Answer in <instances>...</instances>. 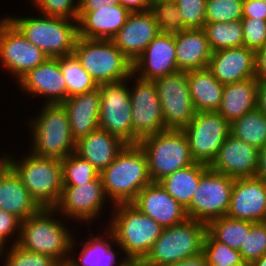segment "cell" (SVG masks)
<instances>
[{
	"mask_svg": "<svg viewBox=\"0 0 266 266\" xmlns=\"http://www.w3.org/2000/svg\"><path fill=\"white\" fill-rule=\"evenodd\" d=\"M99 175L104 192L113 205L132 203L138 193L152 182L147 156L139 144H126Z\"/></svg>",
	"mask_w": 266,
	"mask_h": 266,
	"instance_id": "cell-1",
	"label": "cell"
},
{
	"mask_svg": "<svg viewBox=\"0 0 266 266\" xmlns=\"http://www.w3.org/2000/svg\"><path fill=\"white\" fill-rule=\"evenodd\" d=\"M113 206V220L110 219L108 229L115 237V245L120 246L128 261L141 262L164 228L132 203Z\"/></svg>",
	"mask_w": 266,
	"mask_h": 266,
	"instance_id": "cell-2",
	"label": "cell"
},
{
	"mask_svg": "<svg viewBox=\"0 0 266 266\" xmlns=\"http://www.w3.org/2000/svg\"><path fill=\"white\" fill-rule=\"evenodd\" d=\"M54 213L57 214L54 208H42L21 221L17 244L25 250L46 254L62 262L72 254L75 240L61 221L53 219Z\"/></svg>",
	"mask_w": 266,
	"mask_h": 266,
	"instance_id": "cell-3",
	"label": "cell"
},
{
	"mask_svg": "<svg viewBox=\"0 0 266 266\" xmlns=\"http://www.w3.org/2000/svg\"><path fill=\"white\" fill-rule=\"evenodd\" d=\"M49 58L72 55L78 38L77 20L62 17H6ZM72 21V22H71ZM75 22V23H74Z\"/></svg>",
	"mask_w": 266,
	"mask_h": 266,
	"instance_id": "cell-4",
	"label": "cell"
},
{
	"mask_svg": "<svg viewBox=\"0 0 266 266\" xmlns=\"http://www.w3.org/2000/svg\"><path fill=\"white\" fill-rule=\"evenodd\" d=\"M28 154L18 162L8 154L4 157L38 204L42 208H54L63 188L62 162Z\"/></svg>",
	"mask_w": 266,
	"mask_h": 266,
	"instance_id": "cell-5",
	"label": "cell"
},
{
	"mask_svg": "<svg viewBox=\"0 0 266 266\" xmlns=\"http://www.w3.org/2000/svg\"><path fill=\"white\" fill-rule=\"evenodd\" d=\"M43 107L41 114L29 121L33 134L30 153L39 157L63 160L74 153L76 147L67 111L61 103H44Z\"/></svg>",
	"mask_w": 266,
	"mask_h": 266,
	"instance_id": "cell-6",
	"label": "cell"
},
{
	"mask_svg": "<svg viewBox=\"0 0 266 266\" xmlns=\"http://www.w3.org/2000/svg\"><path fill=\"white\" fill-rule=\"evenodd\" d=\"M207 224L188 218L166 227L141 261L144 266H167L203 252Z\"/></svg>",
	"mask_w": 266,
	"mask_h": 266,
	"instance_id": "cell-7",
	"label": "cell"
},
{
	"mask_svg": "<svg viewBox=\"0 0 266 266\" xmlns=\"http://www.w3.org/2000/svg\"><path fill=\"white\" fill-rule=\"evenodd\" d=\"M73 54L97 85L133 77L132 62L112 40L78 37Z\"/></svg>",
	"mask_w": 266,
	"mask_h": 266,
	"instance_id": "cell-8",
	"label": "cell"
},
{
	"mask_svg": "<svg viewBox=\"0 0 266 266\" xmlns=\"http://www.w3.org/2000/svg\"><path fill=\"white\" fill-rule=\"evenodd\" d=\"M148 160L152 182H159L176 170L194 163L188 139L182 130H165L150 135L139 142Z\"/></svg>",
	"mask_w": 266,
	"mask_h": 266,
	"instance_id": "cell-9",
	"label": "cell"
},
{
	"mask_svg": "<svg viewBox=\"0 0 266 266\" xmlns=\"http://www.w3.org/2000/svg\"><path fill=\"white\" fill-rule=\"evenodd\" d=\"M234 179L210 168L201 176L191 203L185 209L188 218L208 224L227 215Z\"/></svg>",
	"mask_w": 266,
	"mask_h": 266,
	"instance_id": "cell-10",
	"label": "cell"
},
{
	"mask_svg": "<svg viewBox=\"0 0 266 266\" xmlns=\"http://www.w3.org/2000/svg\"><path fill=\"white\" fill-rule=\"evenodd\" d=\"M182 131L194 161L210 166L230 135V123L217 111L198 112Z\"/></svg>",
	"mask_w": 266,
	"mask_h": 266,
	"instance_id": "cell-11",
	"label": "cell"
},
{
	"mask_svg": "<svg viewBox=\"0 0 266 266\" xmlns=\"http://www.w3.org/2000/svg\"><path fill=\"white\" fill-rule=\"evenodd\" d=\"M100 93L99 128L133 144L130 89L125 80L98 85Z\"/></svg>",
	"mask_w": 266,
	"mask_h": 266,
	"instance_id": "cell-12",
	"label": "cell"
},
{
	"mask_svg": "<svg viewBox=\"0 0 266 266\" xmlns=\"http://www.w3.org/2000/svg\"><path fill=\"white\" fill-rule=\"evenodd\" d=\"M166 130H183L195 117L188 72L178 71L154 80Z\"/></svg>",
	"mask_w": 266,
	"mask_h": 266,
	"instance_id": "cell-13",
	"label": "cell"
},
{
	"mask_svg": "<svg viewBox=\"0 0 266 266\" xmlns=\"http://www.w3.org/2000/svg\"><path fill=\"white\" fill-rule=\"evenodd\" d=\"M133 76L137 78L136 86L130 90L133 144H139L144 138L166 129L156 84Z\"/></svg>",
	"mask_w": 266,
	"mask_h": 266,
	"instance_id": "cell-14",
	"label": "cell"
},
{
	"mask_svg": "<svg viewBox=\"0 0 266 266\" xmlns=\"http://www.w3.org/2000/svg\"><path fill=\"white\" fill-rule=\"evenodd\" d=\"M47 58L6 17L0 20V61L18 80Z\"/></svg>",
	"mask_w": 266,
	"mask_h": 266,
	"instance_id": "cell-15",
	"label": "cell"
},
{
	"mask_svg": "<svg viewBox=\"0 0 266 266\" xmlns=\"http://www.w3.org/2000/svg\"><path fill=\"white\" fill-rule=\"evenodd\" d=\"M100 175L88 183L80 185H63L56 212L78 220L90 222L100 215L106 200ZM89 220V221H88Z\"/></svg>",
	"mask_w": 266,
	"mask_h": 266,
	"instance_id": "cell-16",
	"label": "cell"
},
{
	"mask_svg": "<svg viewBox=\"0 0 266 266\" xmlns=\"http://www.w3.org/2000/svg\"><path fill=\"white\" fill-rule=\"evenodd\" d=\"M226 216L250 222L266 221V183L256 176L234 179Z\"/></svg>",
	"mask_w": 266,
	"mask_h": 266,
	"instance_id": "cell-17",
	"label": "cell"
},
{
	"mask_svg": "<svg viewBox=\"0 0 266 266\" xmlns=\"http://www.w3.org/2000/svg\"><path fill=\"white\" fill-rule=\"evenodd\" d=\"M22 91L45 96L46 104L63 103L68 99V90L63 77L59 58H47L43 63L28 71L19 80Z\"/></svg>",
	"mask_w": 266,
	"mask_h": 266,
	"instance_id": "cell-18",
	"label": "cell"
},
{
	"mask_svg": "<svg viewBox=\"0 0 266 266\" xmlns=\"http://www.w3.org/2000/svg\"><path fill=\"white\" fill-rule=\"evenodd\" d=\"M176 72H178V68L175 35L172 34L159 33L133 63V74L138 73V77L144 80L154 81Z\"/></svg>",
	"mask_w": 266,
	"mask_h": 266,
	"instance_id": "cell-19",
	"label": "cell"
},
{
	"mask_svg": "<svg viewBox=\"0 0 266 266\" xmlns=\"http://www.w3.org/2000/svg\"><path fill=\"white\" fill-rule=\"evenodd\" d=\"M258 153L256 147L230 134L209 168L233 179L255 177Z\"/></svg>",
	"mask_w": 266,
	"mask_h": 266,
	"instance_id": "cell-20",
	"label": "cell"
},
{
	"mask_svg": "<svg viewBox=\"0 0 266 266\" xmlns=\"http://www.w3.org/2000/svg\"><path fill=\"white\" fill-rule=\"evenodd\" d=\"M159 33L157 22L150 10L134 12L128 15L125 24L112 41L133 64Z\"/></svg>",
	"mask_w": 266,
	"mask_h": 266,
	"instance_id": "cell-21",
	"label": "cell"
},
{
	"mask_svg": "<svg viewBox=\"0 0 266 266\" xmlns=\"http://www.w3.org/2000/svg\"><path fill=\"white\" fill-rule=\"evenodd\" d=\"M132 204L163 228L182 223L188 219L185 208L159 182H151L145 186Z\"/></svg>",
	"mask_w": 266,
	"mask_h": 266,
	"instance_id": "cell-22",
	"label": "cell"
},
{
	"mask_svg": "<svg viewBox=\"0 0 266 266\" xmlns=\"http://www.w3.org/2000/svg\"><path fill=\"white\" fill-rule=\"evenodd\" d=\"M207 68L224 85L255 78V51L245 46L215 51Z\"/></svg>",
	"mask_w": 266,
	"mask_h": 266,
	"instance_id": "cell-23",
	"label": "cell"
},
{
	"mask_svg": "<svg viewBox=\"0 0 266 266\" xmlns=\"http://www.w3.org/2000/svg\"><path fill=\"white\" fill-rule=\"evenodd\" d=\"M131 12L120 4L96 8V11H79L78 37L112 40L125 24Z\"/></svg>",
	"mask_w": 266,
	"mask_h": 266,
	"instance_id": "cell-24",
	"label": "cell"
},
{
	"mask_svg": "<svg viewBox=\"0 0 266 266\" xmlns=\"http://www.w3.org/2000/svg\"><path fill=\"white\" fill-rule=\"evenodd\" d=\"M61 104L67 111L71 135L75 141L99 128V88L70 96Z\"/></svg>",
	"mask_w": 266,
	"mask_h": 266,
	"instance_id": "cell-25",
	"label": "cell"
},
{
	"mask_svg": "<svg viewBox=\"0 0 266 266\" xmlns=\"http://www.w3.org/2000/svg\"><path fill=\"white\" fill-rule=\"evenodd\" d=\"M212 53L204 29H184L175 34L178 71L190 72L207 68Z\"/></svg>",
	"mask_w": 266,
	"mask_h": 266,
	"instance_id": "cell-26",
	"label": "cell"
},
{
	"mask_svg": "<svg viewBox=\"0 0 266 266\" xmlns=\"http://www.w3.org/2000/svg\"><path fill=\"white\" fill-rule=\"evenodd\" d=\"M125 145L119 137L98 128L76 141L75 153L89 161L100 173L114 161Z\"/></svg>",
	"mask_w": 266,
	"mask_h": 266,
	"instance_id": "cell-27",
	"label": "cell"
},
{
	"mask_svg": "<svg viewBox=\"0 0 266 266\" xmlns=\"http://www.w3.org/2000/svg\"><path fill=\"white\" fill-rule=\"evenodd\" d=\"M0 209L15 215L21 221L42 209L11 168L1 177Z\"/></svg>",
	"mask_w": 266,
	"mask_h": 266,
	"instance_id": "cell-28",
	"label": "cell"
},
{
	"mask_svg": "<svg viewBox=\"0 0 266 266\" xmlns=\"http://www.w3.org/2000/svg\"><path fill=\"white\" fill-rule=\"evenodd\" d=\"M257 79L225 84L217 112L230 124L256 109Z\"/></svg>",
	"mask_w": 266,
	"mask_h": 266,
	"instance_id": "cell-29",
	"label": "cell"
},
{
	"mask_svg": "<svg viewBox=\"0 0 266 266\" xmlns=\"http://www.w3.org/2000/svg\"><path fill=\"white\" fill-rule=\"evenodd\" d=\"M188 84L196 113L218 110L224 84L220 83L208 68L188 72Z\"/></svg>",
	"mask_w": 266,
	"mask_h": 266,
	"instance_id": "cell-30",
	"label": "cell"
},
{
	"mask_svg": "<svg viewBox=\"0 0 266 266\" xmlns=\"http://www.w3.org/2000/svg\"><path fill=\"white\" fill-rule=\"evenodd\" d=\"M209 169L202 163H194L159 181L161 186L185 209L189 206L192 196L198 187L201 176Z\"/></svg>",
	"mask_w": 266,
	"mask_h": 266,
	"instance_id": "cell-31",
	"label": "cell"
},
{
	"mask_svg": "<svg viewBox=\"0 0 266 266\" xmlns=\"http://www.w3.org/2000/svg\"><path fill=\"white\" fill-rule=\"evenodd\" d=\"M107 231L108 232L104 234L106 237H100L99 235L94 237L91 236L87 242H83L85 244L83 245V248H81L82 251L79 253L80 260L76 261L73 259L74 257H69V262L74 266H113L114 264H117L115 261L116 254L112 250V243L116 242L115 237L108 228ZM108 238L110 239V242L108 241ZM128 262L129 261L124 257L118 266H125Z\"/></svg>",
	"mask_w": 266,
	"mask_h": 266,
	"instance_id": "cell-32",
	"label": "cell"
},
{
	"mask_svg": "<svg viewBox=\"0 0 266 266\" xmlns=\"http://www.w3.org/2000/svg\"><path fill=\"white\" fill-rule=\"evenodd\" d=\"M230 134L258 150L266 144V115L257 108L230 124Z\"/></svg>",
	"mask_w": 266,
	"mask_h": 266,
	"instance_id": "cell-33",
	"label": "cell"
},
{
	"mask_svg": "<svg viewBox=\"0 0 266 266\" xmlns=\"http://www.w3.org/2000/svg\"><path fill=\"white\" fill-rule=\"evenodd\" d=\"M203 29L213 52L243 46L241 20L205 23Z\"/></svg>",
	"mask_w": 266,
	"mask_h": 266,
	"instance_id": "cell-34",
	"label": "cell"
},
{
	"mask_svg": "<svg viewBox=\"0 0 266 266\" xmlns=\"http://www.w3.org/2000/svg\"><path fill=\"white\" fill-rule=\"evenodd\" d=\"M60 65L67 85L68 98L75 94L91 92L98 88L97 83L82 67L74 54L60 57Z\"/></svg>",
	"mask_w": 266,
	"mask_h": 266,
	"instance_id": "cell-35",
	"label": "cell"
},
{
	"mask_svg": "<svg viewBox=\"0 0 266 266\" xmlns=\"http://www.w3.org/2000/svg\"><path fill=\"white\" fill-rule=\"evenodd\" d=\"M207 231L217 241L239 251L245 239V220L228 216L216 218L207 224Z\"/></svg>",
	"mask_w": 266,
	"mask_h": 266,
	"instance_id": "cell-36",
	"label": "cell"
},
{
	"mask_svg": "<svg viewBox=\"0 0 266 266\" xmlns=\"http://www.w3.org/2000/svg\"><path fill=\"white\" fill-rule=\"evenodd\" d=\"M239 252L245 262L252 263L266 254V221L245 220V239Z\"/></svg>",
	"mask_w": 266,
	"mask_h": 266,
	"instance_id": "cell-37",
	"label": "cell"
},
{
	"mask_svg": "<svg viewBox=\"0 0 266 266\" xmlns=\"http://www.w3.org/2000/svg\"><path fill=\"white\" fill-rule=\"evenodd\" d=\"M150 11L154 15L160 33L175 35L184 30L181 13L174 1H153Z\"/></svg>",
	"mask_w": 266,
	"mask_h": 266,
	"instance_id": "cell-38",
	"label": "cell"
},
{
	"mask_svg": "<svg viewBox=\"0 0 266 266\" xmlns=\"http://www.w3.org/2000/svg\"><path fill=\"white\" fill-rule=\"evenodd\" d=\"M63 185L88 183L99 176L98 170L75 152L61 160Z\"/></svg>",
	"mask_w": 266,
	"mask_h": 266,
	"instance_id": "cell-39",
	"label": "cell"
},
{
	"mask_svg": "<svg viewBox=\"0 0 266 266\" xmlns=\"http://www.w3.org/2000/svg\"><path fill=\"white\" fill-rule=\"evenodd\" d=\"M203 253L208 266H236L244 262L238 250L217 241L208 231L204 239Z\"/></svg>",
	"mask_w": 266,
	"mask_h": 266,
	"instance_id": "cell-40",
	"label": "cell"
},
{
	"mask_svg": "<svg viewBox=\"0 0 266 266\" xmlns=\"http://www.w3.org/2000/svg\"><path fill=\"white\" fill-rule=\"evenodd\" d=\"M242 8L243 0H206V23L241 20Z\"/></svg>",
	"mask_w": 266,
	"mask_h": 266,
	"instance_id": "cell-41",
	"label": "cell"
},
{
	"mask_svg": "<svg viewBox=\"0 0 266 266\" xmlns=\"http://www.w3.org/2000/svg\"><path fill=\"white\" fill-rule=\"evenodd\" d=\"M12 247V248H11ZM5 255L3 266H58L59 261L55 258L41 253L25 250L18 244L10 245Z\"/></svg>",
	"mask_w": 266,
	"mask_h": 266,
	"instance_id": "cell-42",
	"label": "cell"
},
{
	"mask_svg": "<svg viewBox=\"0 0 266 266\" xmlns=\"http://www.w3.org/2000/svg\"><path fill=\"white\" fill-rule=\"evenodd\" d=\"M32 2L44 16L77 20L79 14L80 0H32Z\"/></svg>",
	"mask_w": 266,
	"mask_h": 266,
	"instance_id": "cell-43",
	"label": "cell"
},
{
	"mask_svg": "<svg viewBox=\"0 0 266 266\" xmlns=\"http://www.w3.org/2000/svg\"><path fill=\"white\" fill-rule=\"evenodd\" d=\"M184 29H203L206 23V0H176Z\"/></svg>",
	"mask_w": 266,
	"mask_h": 266,
	"instance_id": "cell-44",
	"label": "cell"
},
{
	"mask_svg": "<svg viewBox=\"0 0 266 266\" xmlns=\"http://www.w3.org/2000/svg\"><path fill=\"white\" fill-rule=\"evenodd\" d=\"M243 46L254 51L266 45V20L242 18Z\"/></svg>",
	"mask_w": 266,
	"mask_h": 266,
	"instance_id": "cell-45",
	"label": "cell"
},
{
	"mask_svg": "<svg viewBox=\"0 0 266 266\" xmlns=\"http://www.w3.org/2000/svg\"><path fill=\"white\" fill-rule=\"evenodd\" d=\"M16 229L19 235L15 239L16 241H13L14 244H17L19 241L21 220L15 215L0 209V246L2 248L5 247L4 245H7L6 241L8 240V237L14 235Z\"/></svg>",
	"mask_w": 266,
	"mask_h": 266,
	"instance_id": "cell-46",
	"label": "cell"
},
{
	"mask_svg": "<svg viewBox=\"0 0 266 266\" xmlns=\"http://www.w3.org/2000/svg\"><path fill=\"white\" fill-rule=\"evenodd\" d=\"M243 18L266 20V5L262 0H243Z\"/></svg>",
	"mask_w": 266,
	"mask_h": 266,
	"instance_id": "cell-47",
	"label": "cell"
},
{
	"mask_svg": "<svg viewBox=\"0 0 266 266\" xmlns=\"http://www.w3.org/2000/svg\"><path fill=\"white\" fill-rule=\"evenodd\" d=\"M255 78L266 79V45L255 51Z\"/></svg>",
	"mask_w": 266,
	"mask_h": 266,
	"instance_id": "cell-48",
	"label": "cell"
},
{
	"mask_svg": "<svg viewBox=\"0 0 266 266\" xmlns=\"http://www.w3.org/2000/svg\"><path fill=\"white\" fill-rule=\"evenodd\" d=\"M118 2L131 13L146 12L151 8V3L148 0H118Z\"/></svg>",
	"mask_w": 266,
	"mask_h": 266,
	"instance_id": "cell-49",
	"label": "cell"
},
{
	"mask_svg": "<svg viewBox=\"0 0 266 266\" xmlns=\"http://www.w3.org/2000/svg\"><path fill=\"white\" fill-rule=\"evenodd\" d=\"M119 4L118 0H80L79 11H96V8Z\"/></svg>",
	"mask_w": 266,
	"mask_h": 266,
	"instance_id": "cell-50",
	"label": "cell"
},
{
	"mask_svg": "<svg viewBox=\"0 0 266 266\" xmlns=\"http://www.w3.org/2000/svg\"><path fill=\"white\" fill-rule=\"evenodd\" d=\"M256 108L266 115V79L257 80Z\"/></svg>",
	"mask_w": 266,
	"mask_h": 266,
	"instance_id": "cell-51",
	"label": "cell"
},
{
	"mask_svg": "<svg viewBox=\"0 0 266 266\" xmlns=\"http://www.w3.org/2000/svg\"><path fill=\"white\" fill-rule=\"evenodd\" d=\"M167 266H208V263L205 254L202 252L196 256L183 259Z\"/></svg>",
	"mask_w": 266,
	"mask_h": 266,
	"instance_id": "cell-52",
	"label": "cell"
},
{
	"mask_svg": "<svg viewBox=\"0 0 266 266\" xmlns=\"http://www.w3.org/2000/svg\"><path fill=\"white\" fill-rule=\"evenodd\" d=\"M256 177L266 183V144L259 149Z\"/></svg>",
	"mask_w": 266,
	"mask_h": 266,
	"instance_id": "cell-53",
	"label": "cell"
},
{
	"mask_svg": "<svg viewBox=\"0 0 266 266\" xmlns=\"http://www.w3.org/2000/svg\"><path fill=\"white\" fill-rule=\"evenodd\" d=\"M10 169V164L6 160V158L3 156L0 159V181L1 177Z\"/></svg>",
	"mask_w": 266,
	"mask_h": 266,
	"instance_id": "cell-54",
	"label": "cell"
},
{
	"mask_svg": "<svg viewBox=\"0 0 266 266\" xmlns=\"http://www.w3.org/2000/svg\"><path fill=\"white\" fill-rule=\"evenodd\" d=\"M252 266H266V254L251 263Z\"/></svg>",
	"mask_w": 266,
	"mask_h": 266,
	"instance_id": "cell-55",
	"label": "cell"
},
{
	"mask_svg": "<svg viewBox=\"0 0 266 266\" xmlns=\"http://www.w3.org/2000/svg\"><path fill=\"white\" fill-rule=\"evenodd\" d=\"M125 266H144L141 262L129 261Z\"/></svg>",
	"mask_w": 266,
	"mask_h": 266,
	"instance_id": "cell-56",
	"label": "cell"
},
{
	"mask_svg": "<svg viewBox=\"0 0 266 266\" xmlns=\"http://www.w3.org/2000/svg\"><path fill=\"white\" fill-rule=\"evenodd\" d=\"M58 266H74V265L71 264L69 262V260H66V261L59 262V265Z\"/></svg>",
	"mask_w": 266,
	"mask_h": 266,
	"instance_id": "cell-57",
	"label": "cell"
},
{
	"mask_svg": "<svg viewBox=\"0 0 266 266\" xmlns=\"http://www.w3.org/2000/svg\"><path fill=\"white\" fill-rule=\"evenodd\" d=\"M236 266H252V265H251V263L244 261L243 263L236 265Z\"/></svg>",
	"mask_w": 266,
	"mask_h": 266,
	"instance_id": "cell-58",
	"label": "cell"
},
{
	"mask_svg": "<svg viewBox=\"0 0 266 266\" xmlns=\"http://www.w3.org/2000/svg\"><path fill=\"white\" fill-rule=\"evenodd\" d=\"M5 248H6V250H7V247L2 248V247L0 246V256H1L3 253L5 254V252H4V251H6Z\"/></svg>",
	"mask_w": 266,
	"mask_h": 266,
	"instance_id": "cell-59",
	"label": "cell"
}]
</instances>
